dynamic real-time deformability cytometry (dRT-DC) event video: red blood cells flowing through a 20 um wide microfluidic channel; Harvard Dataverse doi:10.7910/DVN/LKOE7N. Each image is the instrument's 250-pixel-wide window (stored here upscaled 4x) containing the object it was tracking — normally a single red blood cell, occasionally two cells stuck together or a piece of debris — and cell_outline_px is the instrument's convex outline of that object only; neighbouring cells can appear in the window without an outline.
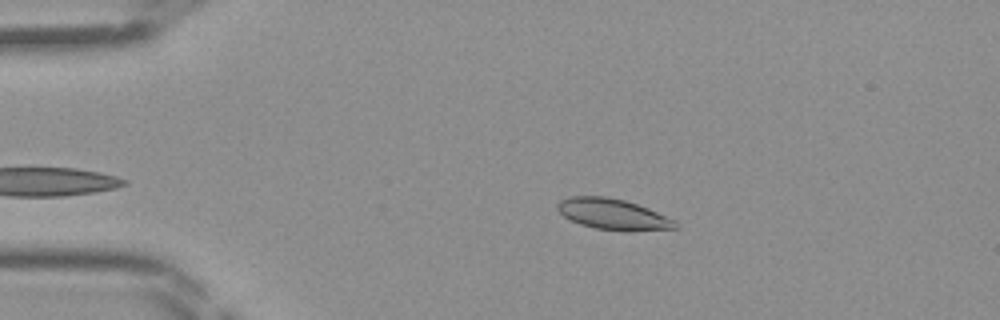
{"species": "Egyptian fruit bat (a non-hibernating species)", "species_latin": "Rousettus aegyptiacus", "temperature_condition": "room temperature", "stored_images_in_passage": 32, "camera_frame_rate_fps": 3000, "um_per_image_px": 0.085, "frame": {"image": 1, "passage_image": 1, "time_ms": 0.0, "image_size_px": [1000, 320], "cell_outline_px": [[680, 228], [628, 232], [596, 228], [580, 224], [564, 216], [556, 208], [556, 204], [560, 200], [568, 196], [604, 196], [624, 200], [648, 208], [676, 220]], "centroid_in_image_um": [52.13, 18.22], "position_along_channel_um": 32.9, "area_um2": 21.39}}
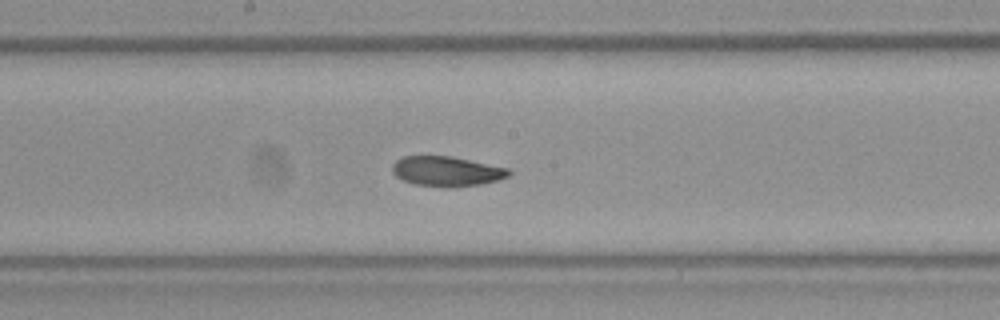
{"frame": {"image": 2, "passage_image": 16, "time_ms": 5.0, "image_size_px": [1000, 320], "cell_outline_px": [[512, 172], [508, 176], [496, 180], [480, 184], [448, 188], [412, 184], [396, 176], [392, 172], [392, 164], [396, 160], [404, 156], [452, 156], [508, 168]], "centroid_in_image_um": [37.94, 14.56], "position_along_channel_um": 210.3, "area_um2": 20.35}}
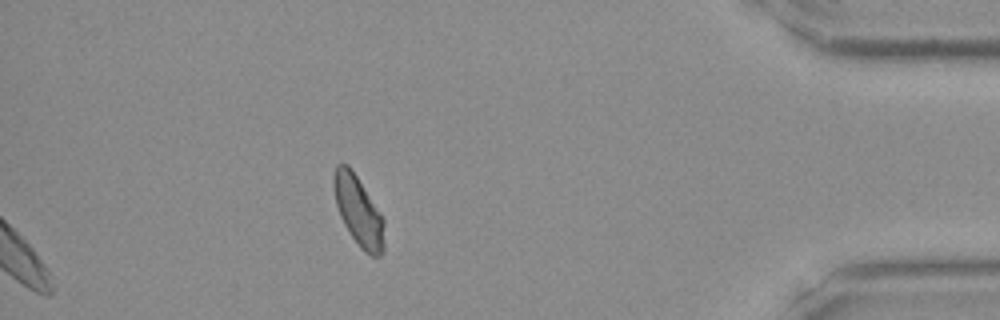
{"frame": {"image": 3, "passage_image": 32, "time_ms": 10.333, "image_size_px": [1000, 320], "cell_outline_px": [[384, 252], [380, 256], [372, 256], [364, 252], [360, 248], [344, 224], [340, 216], [336, 204], [332, 184], [332, 180], [336, 164], [348, 164], [380, 212], [384, 220]], "centroid_in_image_um": [30.46, 17.95], "position_along_channel_um": 404.7, "area_um2": 20.46}}